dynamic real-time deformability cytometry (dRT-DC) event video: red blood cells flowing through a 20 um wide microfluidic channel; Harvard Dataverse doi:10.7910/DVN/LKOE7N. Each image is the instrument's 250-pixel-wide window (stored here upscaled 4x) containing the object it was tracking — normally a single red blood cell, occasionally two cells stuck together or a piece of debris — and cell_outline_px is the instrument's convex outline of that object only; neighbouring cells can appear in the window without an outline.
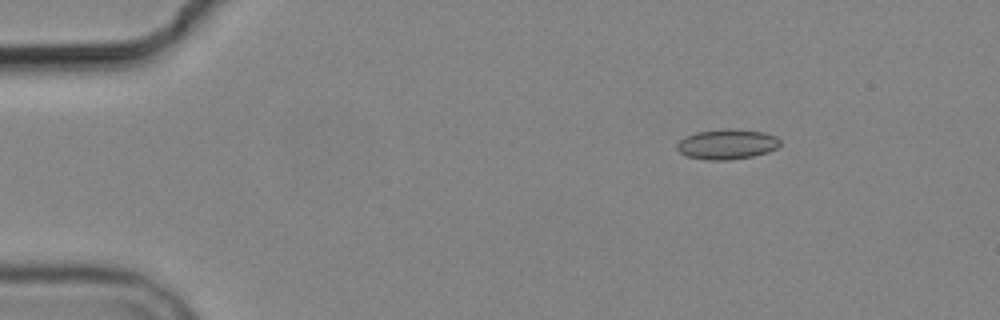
{"species": "common noctule bat (a hibernating species)", "species_latin": "Nyctalus noctula", "temperature_condition": "cold", "stored_images_in_passage": 6, "camera_frame_rate_fps": 3000, "um_per_image_px": 0.085, "animal": {"sex": "male", "body_mass_g": 19.2, "forearm_length_mm": 51.8}, "frame": {"image": 1, "passage_image": 2, "time_ms": 1.0, "image_size_px": [1000, 320], "cell_outline_px": [[780, 144], [776, 148], [768, 152], [752, 156], [728, 160], [704, 160], [688, 156], [680, 152], [676, 148], [676, 144], [684, 136], [696, 132], [720, 128], [732, 128], [764, 132], [776, 136], [780, 140]], "centroid_in_image_um": [61.77, 12.24], "position_along_channel_um": 23.2, "area_um2": 18.32}}
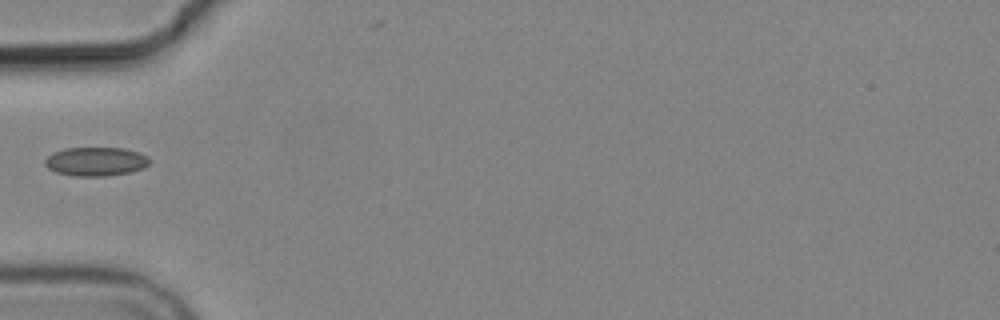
{"frame": {"image": 2, "passage_image": 5, "time_ms": 4.667, "image_size_px": [1000, 320], "cell_outline_px": [[148, 164], [144, 168], [132, 172], [104, 176], [76, 176], [56, 172], [48, 168], [44, 164], [44, 160], [52, 152], [64, 148], [124, 148], [140, 152], [148, 156]], "centroid_in_image_um": [8.14, 13.72], "position_along_channel_um": 76.9, "area_um2": 17.69}}
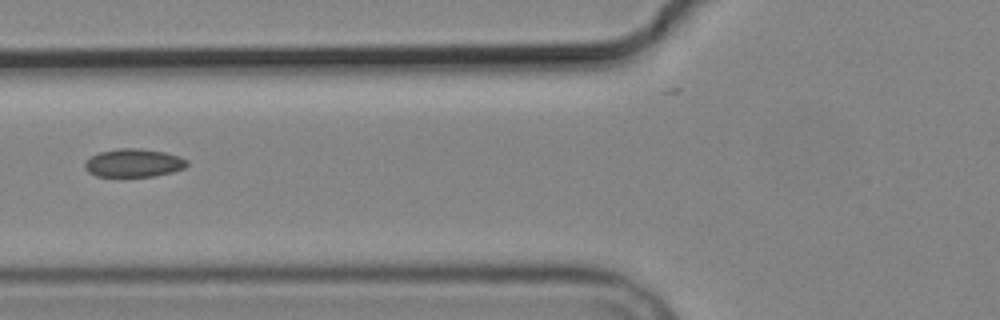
{"frame": {"image": 3, "passage_image": 6, "time_ms": 5.667, "image_size_px": [1000, 320], "cell_outline_px": [[188, 164], [184, 168], [172, 172], [152, 176], [96, 176], [88, 172], [84, 168], [84, 160], [100, 152], [120, 148], [140, 148], [164, 152], [180, 156], [188, 160]], "centroid_in_image_um": [11.35, 13.84], "position_along_channel_um": 114.4, "area_um2": 16.82}}